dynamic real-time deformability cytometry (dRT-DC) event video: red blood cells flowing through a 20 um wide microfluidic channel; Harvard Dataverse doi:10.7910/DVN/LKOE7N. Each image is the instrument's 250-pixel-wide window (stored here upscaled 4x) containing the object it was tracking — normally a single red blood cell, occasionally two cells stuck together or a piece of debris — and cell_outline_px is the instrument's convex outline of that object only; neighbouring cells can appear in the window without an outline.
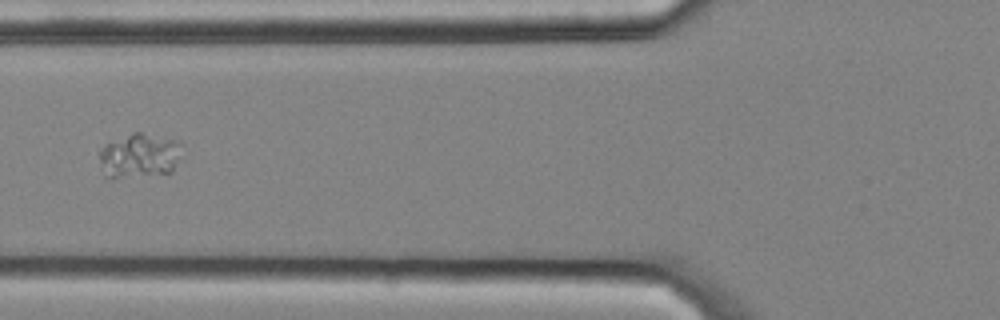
{"species": "common noctule bat (a hibernating species)", "species_latin": "Nyctalus noctula", "temperature_condition": "cold", "stored_images_in_passage": 7, "camera_frame_rate_fps": 3000, "um_per_image_px": 0.085, "animal": {"sex": "male", "body_mass_g": 20.4}, "frame": {"image": 1, "passage_image": 6, "time_ms": 1.667, "image_size_px": [1000, 320], "cell_outline_px": [[180, 156], [172, 172], [116, 176], [104, 176], [100, 168], [100, 152], [108, 144], [132, 132], [140, 132], [176, 140], [180, 144]], "centroid_in_image_um": [11.86, 13.2], "position_along_channel_um": 113.9, "area_um2": 20.52}}